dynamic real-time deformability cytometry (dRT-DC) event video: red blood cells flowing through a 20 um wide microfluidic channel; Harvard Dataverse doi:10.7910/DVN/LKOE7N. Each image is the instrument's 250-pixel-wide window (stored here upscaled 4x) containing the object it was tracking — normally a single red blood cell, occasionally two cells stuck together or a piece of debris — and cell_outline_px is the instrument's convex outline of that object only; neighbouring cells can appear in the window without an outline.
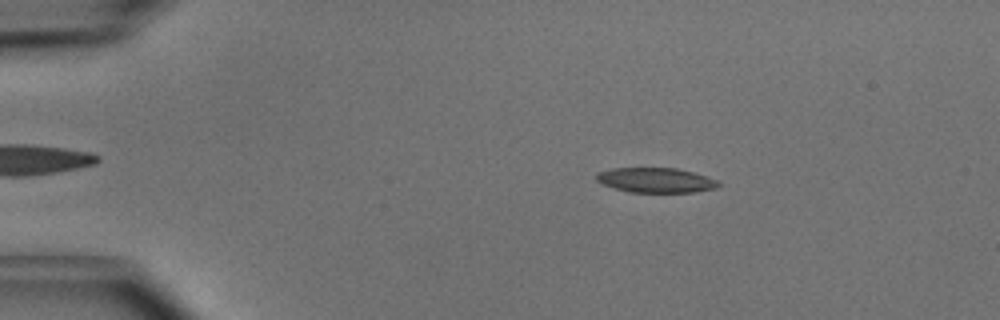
{"species": "common noctule bat (a hibernating species)", "species_latin": "Nyctalus noctula", "temperature_condition": "cold", "stored_images_in_passage": 49, "camera_frame_rate_fps": 3000, "um_per_image_px": 0.085, "animal": {"sex": "male", "body_mass_g": 15.6}, "frame": {"image": 1, "passage_image": 8, "time_ms": 2.333, "image_size_px": [1000, 320], "cell_outline_px": [[720, 184], [716, 188], [696, 192], [628, 192], [612, 188], [596, 180], [596, 172], [612, 168], [676, 168], [708, 176], [716, 180]], "centroid_in_image_um": [55.72, 15.31], "position_along_channel_um": 29.3, "area_um2": 17.74}}
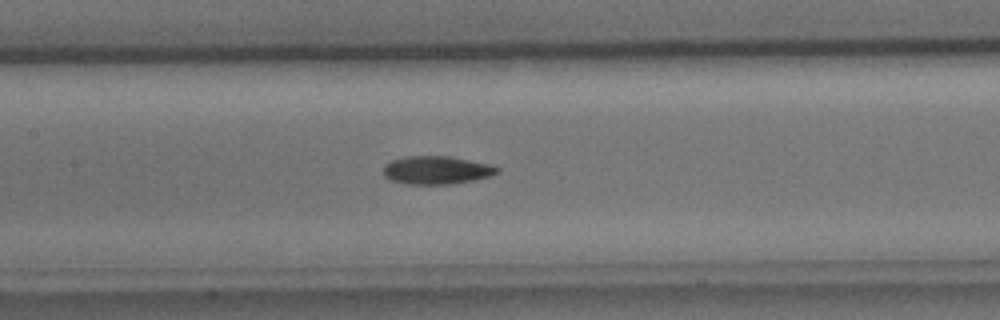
{"frame": {"image": 2, "passage_image": 23, "time_ms": 7.333, "image_size_px": [1000, 320], "cell_outline_px": [[500, 168], [492, 176], [476, 180], [452, 184], [408, 184], [392, 180], [384, 176], [384, 164], [392, 160], [408, 156], [448, 156], [488, 164]], "centroid_in_image_um": [37.11, 14.47], "position_along_channel_um": 170.3, "area_um2": 18.55}}
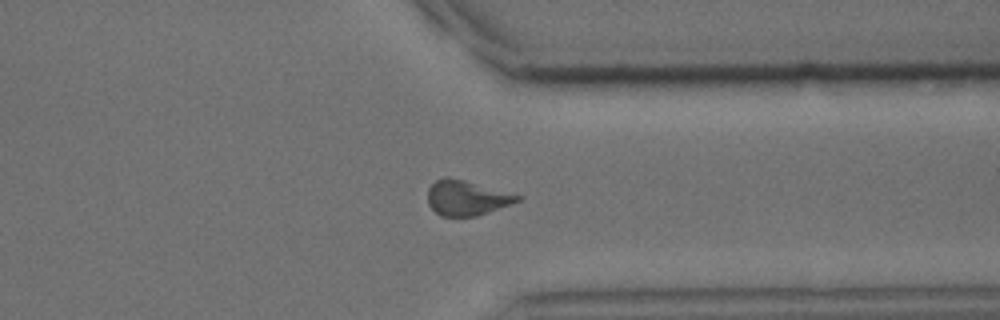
{"frame": {"image": 3, "passage_image": 38, "time_ms": 12.333, "image_size_px": [1000, 320], "cell_outline_px": [[524, 196], [520, 200], [488, 212], [476, 216], [440, 216], [428, 204], [428, 188], [436, 180], [444, 176], [448, 176], [464, 180]], "centroid_in_image_um": [39.65, 16.81], "position_along_channel_um": 371.8, "area_um2": 18.21}, "authors_computed_cell_mechanics": {"area_um2": 18.5538, "velocity_mm_per_s": 4.0426, "shape_relaxation_time_tau1_ms": 4.7745, "shape_relaxation_time_tau2_ms": 8.2063, "deformation_change_tau1": 0.1222, "deformation_change_tau2": 0.1628}}